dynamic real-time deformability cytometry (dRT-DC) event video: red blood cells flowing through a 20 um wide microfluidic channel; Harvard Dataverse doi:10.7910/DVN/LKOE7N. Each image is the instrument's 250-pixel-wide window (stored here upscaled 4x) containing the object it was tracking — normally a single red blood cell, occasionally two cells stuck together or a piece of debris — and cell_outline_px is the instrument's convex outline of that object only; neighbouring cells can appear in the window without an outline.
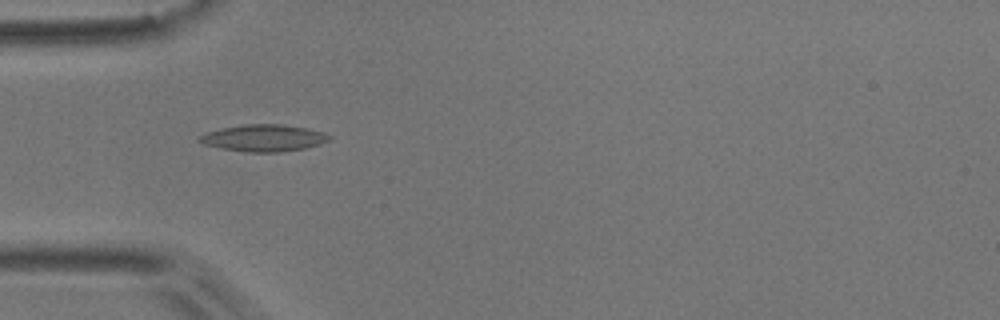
{"species": "common noctule bat (a hibernating species)", "species_latin": "Nyctalus noctula", "temperature_condition": "room temperature", "stored_images_in_passage": 5, "camera_frame_rate_fps": 3000, "um_per_image_px": 0.085, "animal": {"sex": "male", "body_mass_g": 17.9}, "frame": {"image": 1, "passage_image": 4, "time_ms": 1.0, "image_size_px": [1000, 320], "cell_outline_px": [[332, 136], [328, 140], [320, 144], [304, 148], [280, 152], [248, 152], [224, 148], [204, 144], [196, 140], [200, 136], [208, 132], [220, 128], [244, 124], [284, 124], [308, 128], [324, 132]], "centroid_in_image_um": [22.44, 11.71], "position_along_channel_um": 62.6, "area_um2": 20.23}}
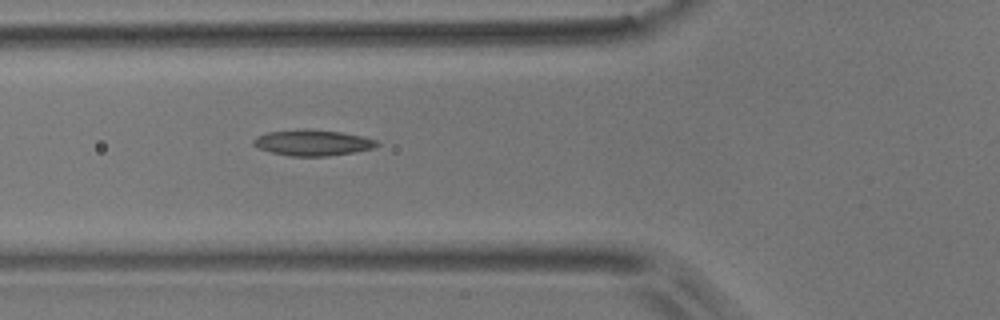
{"frame": {"image": 2, "passage_image": 5, "time_ms": 1.333, "image_size_px": [1000, 320], "cell_outline_px": [[380, 144], [376, 148], [328, 156], [288, 156], [256, 148], [252, 144], [252, 140], [256, 136], [268, 132], [340, 132], [364, 136], [376, 140]], "centroid_in_image_um": [26.6, 12.18], "position_along_channel_um": 99.2, "area_um2": 17.8}}